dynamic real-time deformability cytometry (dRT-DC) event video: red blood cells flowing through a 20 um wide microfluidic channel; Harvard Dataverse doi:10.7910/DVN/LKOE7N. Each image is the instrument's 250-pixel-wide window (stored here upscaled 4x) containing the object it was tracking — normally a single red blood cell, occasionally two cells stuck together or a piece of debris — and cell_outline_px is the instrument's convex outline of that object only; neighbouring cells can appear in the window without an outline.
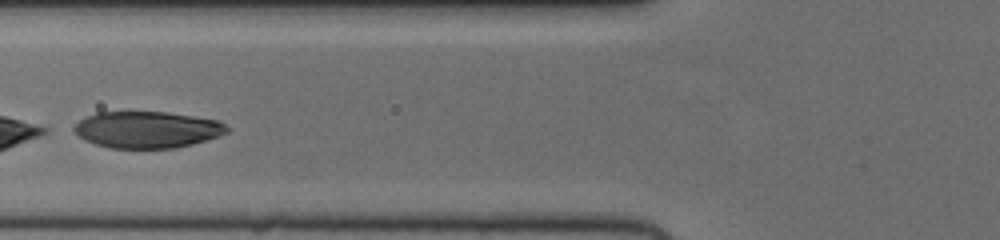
{"species": "human", "species_latin": "Homo sapiens", "temperature_condition": "cold", "stored_images_in_passage": 36, "segment_of_instrument_passage": [2, 2], "camera_frame_rate_fps": 3000, "um_per_image_px": 0.085, "donor": {"sex": "female"}, "frame": {"image": 1, "passage_image": 13, "time_ms": 4.0, "image_size_px": [1000, 240], "cell_outline_px": [[232, 128], [228, 132], [220, 136], [192, 144], [176, 148], [112, 148], [96, 144], [84, 140], [72, 128], [80, 120], [96, 112], [168, 112], [220, 120]], "centroid_in_image_um": [12.58, 11.02], "position_along_channel_um": 113.2, "area_um2": 32.77}}
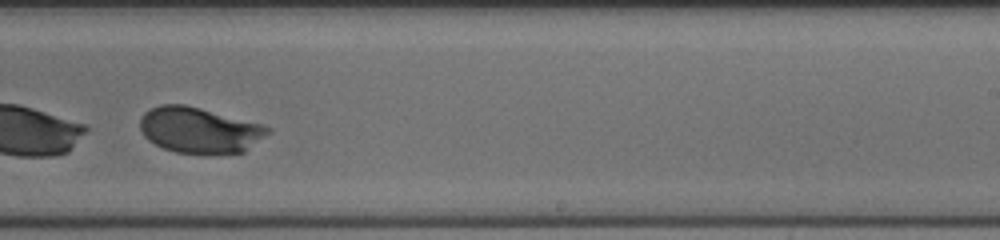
{"frame": {"image": 2, "passage_image": 25, "time_ms": 8.0, "image_size_px": [1000, 240], "cell_outline_px": [[272, 132], [244, 152], [208, 156], [204, 156], [176, 152], [164, 148], [148, 140], [140, 132], [140, 116], [144, 112], [160, 104], [184, 104], [200, 108], [260, 124], [272, 128]], "centroid_in_image_um": [16.95, 11.1], "position_along_channel_um": 272.0, "area_um2": 34.68}}
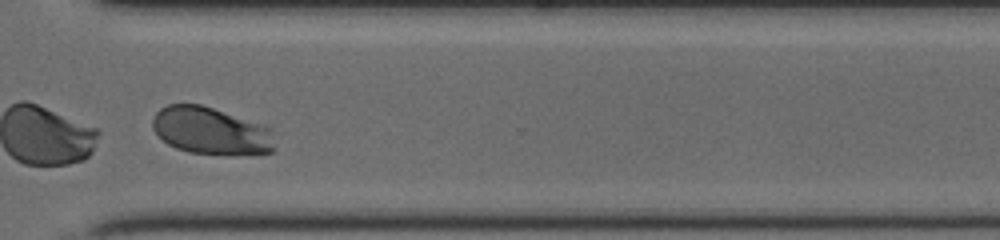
{"frame": {"image": 3, "passage_image": 31, "time_ms": 10.0, "image_size_px": [1000, 240], "cell_outline_px": [[272, 152], [228, 156], [224, 156], [188, 152], [176, 148], [168, 144], [152, 128], [152, 116], [160, 108], [168, 104], [200, 104], [268, 124], [272, 128]], "centroid_in_image_um": [17.95, 11.12], "position_along_channel_um": 352.7, "area_um2": 34.39}}